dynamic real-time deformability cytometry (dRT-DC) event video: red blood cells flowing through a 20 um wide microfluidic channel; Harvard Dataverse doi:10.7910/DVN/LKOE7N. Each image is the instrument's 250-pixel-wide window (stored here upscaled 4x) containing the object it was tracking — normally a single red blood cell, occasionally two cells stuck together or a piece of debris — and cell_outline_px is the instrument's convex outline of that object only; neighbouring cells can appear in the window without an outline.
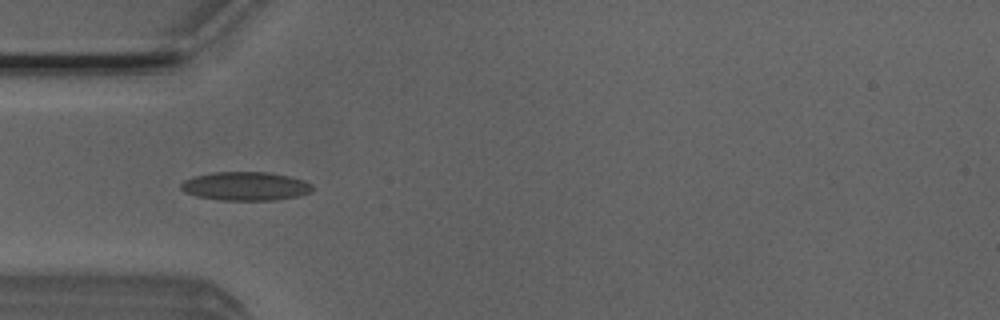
{"species": "Egyptian fruit bat (a non-hibernating species)", "species_latin": "Rousettus aegyptiacus", "temperature_condition": "room temperature", "stored_images_in_passage": 5, "camera_frame_rate_fps": 3000, "um_per_image_px": 0.085, "animal": {"sex": "male"}, "frame": {"image": 1, "passage_image": 1, "time_ms": 0.0, "image_size_px": [1000, 320], "cell_outline_px": [[316, 188], [312, 192], [296, 196], [272, 200], [220, 200], [196, 196], [184, 192], [180, 188], [180, 184], [184, 180], [196, 176], [212, 172], [268, 172], [288, 176], [304, 180], [312, 184]], "centroid_in_image_um": [20.88, 15.82], "position_along_channel_um": 64.1, "area_um2": 22.02}}
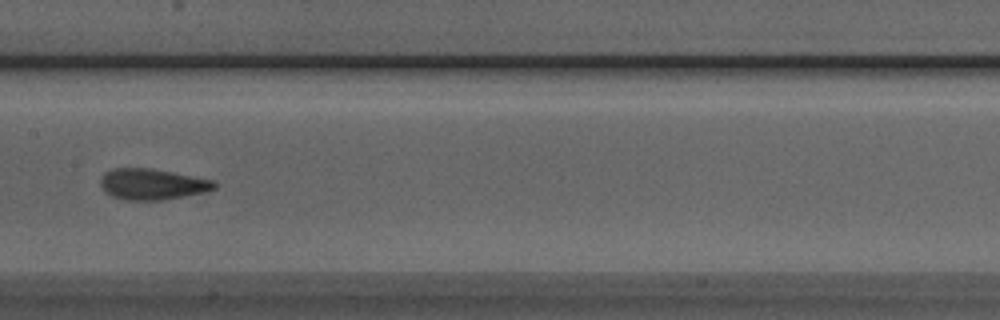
{"frame": {"image": 2, "passage_image": 4, "time_ms": 1.0, "image_size_px": [1000, 320], "cell_outline_px": [[216, 188], [208, 192], [160, 200], [124, 200], [112, 196], [100, 184], [100, 180], [104, 172], [112, 168], [152, 168], [216, 180]], "centroid_in_image_um": [12.99, 15.65], "position_along_channel_um": 194.4, "area_um2": 20.69}}
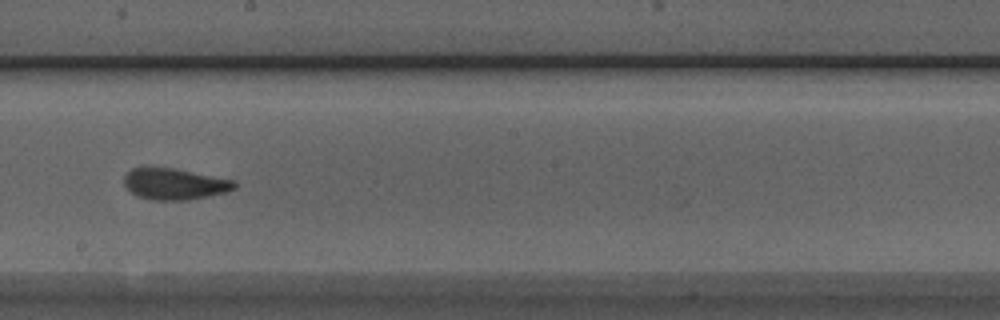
{"frame": {"image": 3, "passage_image": 5, "time_ms": 1.333, "image_size_px": [1000, 320], "cell_outline_px": [[236, 188], [228, 192], [208, 196], [184, 200], [152, 200], [136, 196], [124, 184], [124, 176], [132, 168], [172, 168], [236, 180]], "centroid_in_image_um": [14.87, 15.65], "position_along_channel_um": 233.3, "area_um2": 20.0}}